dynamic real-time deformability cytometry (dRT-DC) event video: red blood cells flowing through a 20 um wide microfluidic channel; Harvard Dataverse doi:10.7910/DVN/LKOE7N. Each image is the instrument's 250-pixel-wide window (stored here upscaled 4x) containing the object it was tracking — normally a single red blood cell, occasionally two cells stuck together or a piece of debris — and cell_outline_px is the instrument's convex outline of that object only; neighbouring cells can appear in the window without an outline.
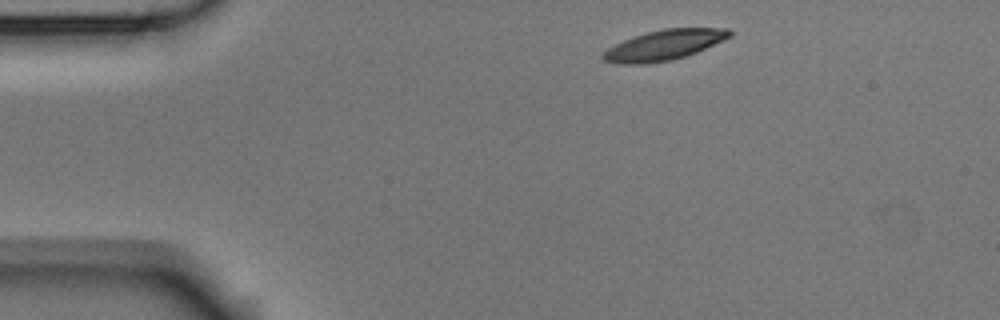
{"species": "Egyptian fruit bat (a non-hibernating species)", "species_latin": "Rousettus aegyptiacus", "temperature_condition": "room temperature", "stored_images_in_passage": 4, "camera_frame_rate_fps": 3000, "um_per_image_px": 0.085, "animal": {"sex": "male"}, "frame": {"image": 1, "passage_image": 1, "time_ms": 0.0, "image_size_px": [1000, 320], "cell_outline_px": [[732, 36], [724, 40], [696, 52], [672, 60], [648, 64], [620, 64], [604, 60], [600, 56], [608, 48], [624, 40], [648, 32], [664, 28], [732, 28]], "centroid_in_image_um": [56.48, 3.83], "position_along_channel_um": 28.5, "area_um2": 22.2}}
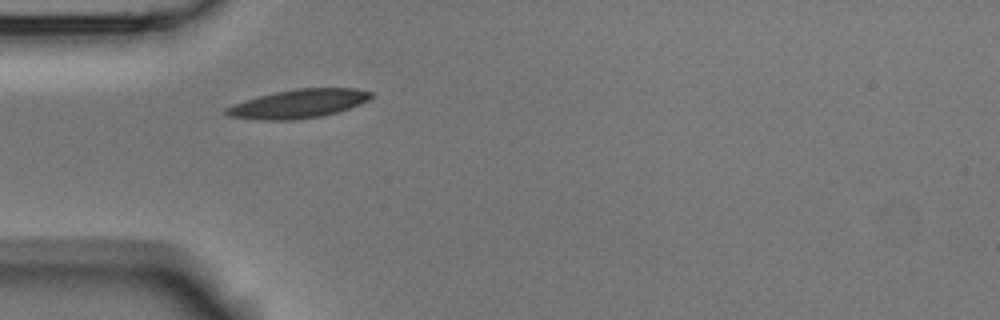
{"frame": {"image": 2, "passage_image": 3, "time_ms": 0.667, "image_size_px": [1000, 320], "cell_outline_px": [[372, 96], [368, 100], [360, 104], [336, 112], [320, 116], [292, 120], [260, 120], [228, 116], [224, 112], [224, 108], [260, 96], [276, 92], [296, 88], [356, 88], [372, 92]], "centroid_in_image_um": [25.38, 8.82], "position_along_channel_um": 59.6, "area_um2": 23.87}}
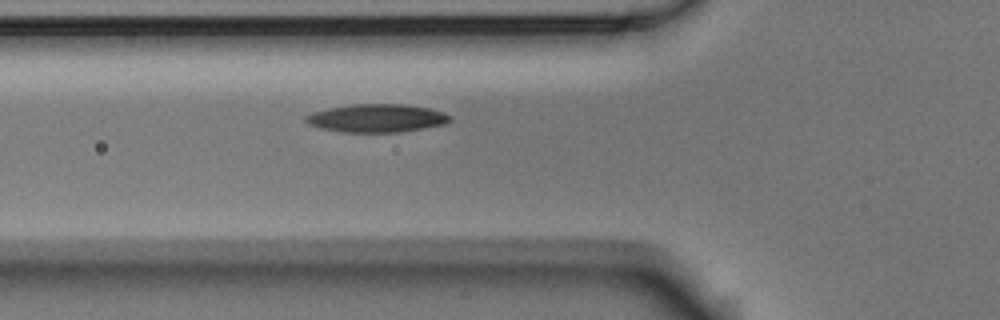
{"frame": {"image": 3, "passage_image": 4, "time_ms": 1.0, "image_size_px": [1000, 320], "cell_outline_px": [[452, 120], [444, 124], [400, 132], [340, 132], [320, 128], [308, 124], [304, 120], [304, 116], [312, 112], [328, 108], [352, 104], [404, 104], [428, 108], [444, 112], [452, 116]], "centroid_in_image_um": [32.0, 10.04], "position_along_channel_um": 93.8, "area_um2": 23.76}}